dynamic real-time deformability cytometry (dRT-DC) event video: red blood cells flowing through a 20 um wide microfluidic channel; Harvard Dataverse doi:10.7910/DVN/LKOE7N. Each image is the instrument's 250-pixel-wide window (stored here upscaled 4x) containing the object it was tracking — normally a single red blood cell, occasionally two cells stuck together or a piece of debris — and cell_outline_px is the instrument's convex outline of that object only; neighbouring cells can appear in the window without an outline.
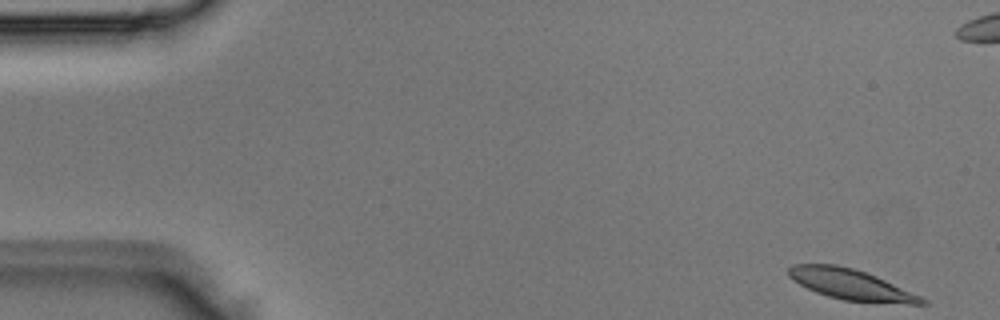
{"species": "Egyptian fruit bat (a non-hibernating species)", "species_latin": "Rousettus aegyptiacus", "temperature_condition": "room temperature", "stored_images_in_passage": 4, "camera_frame_rate_fps": 3000, "um_per_image_px": 0.085, "animal": {"sex": "male"}, "frame": {"image": 1, "passage_image": 1, "time_ms": 0.0, "image_size_px": [1000, 320], "cell_outline_px": [[928, 304], [908, 304], [844, 300], [828, 296], [816, 292], [792, 280], [788, 276], [788, 268], [792, 264], [836, 264], [852, 268], [876, 276], [920, 296], [928, 300]], "centroid_in_image_um": [72.3, 24.18], "position_along_channel_um": 12.7, "area_um2": 23.47}}